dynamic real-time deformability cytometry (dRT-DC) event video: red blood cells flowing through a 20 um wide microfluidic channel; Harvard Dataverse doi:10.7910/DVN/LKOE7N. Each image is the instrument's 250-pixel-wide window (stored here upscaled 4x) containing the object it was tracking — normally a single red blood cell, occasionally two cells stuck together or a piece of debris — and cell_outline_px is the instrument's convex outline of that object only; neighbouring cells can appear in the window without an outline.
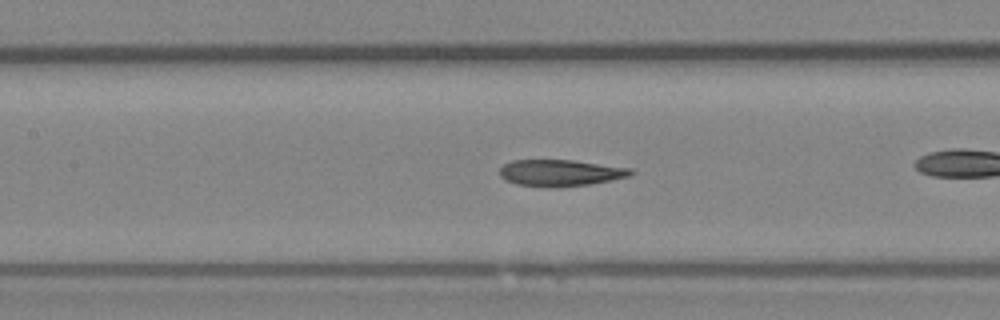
{"species": "Egyptian fruit bat (a non-hibernating species)", "species_latin": "Rousettus aegyptiacus", "temperature_condition": "room temperature", "stored_images_in_passage": 31, "camera_frame_rate_fps": 3000, "um_per_image_px": 0.085, "animal": {"sex": "female"}, "frame": {"image": 1, "passage_image": 14, "time_ms": 4.333, "image_size_px": [1000, 320], "cell_outline_px": [[636, 172], [628, 176], [588, 184], [556, 188], [544, 188], [516, 184], [504, 180], [500, 176], [500, 168], [504, 164], [512, 160], [572, 160], [632, 168]], "centroid_in_image_um": [47.59, 14.7], "position_along_channel_um": 159.8, "area_um2": 20.4}}